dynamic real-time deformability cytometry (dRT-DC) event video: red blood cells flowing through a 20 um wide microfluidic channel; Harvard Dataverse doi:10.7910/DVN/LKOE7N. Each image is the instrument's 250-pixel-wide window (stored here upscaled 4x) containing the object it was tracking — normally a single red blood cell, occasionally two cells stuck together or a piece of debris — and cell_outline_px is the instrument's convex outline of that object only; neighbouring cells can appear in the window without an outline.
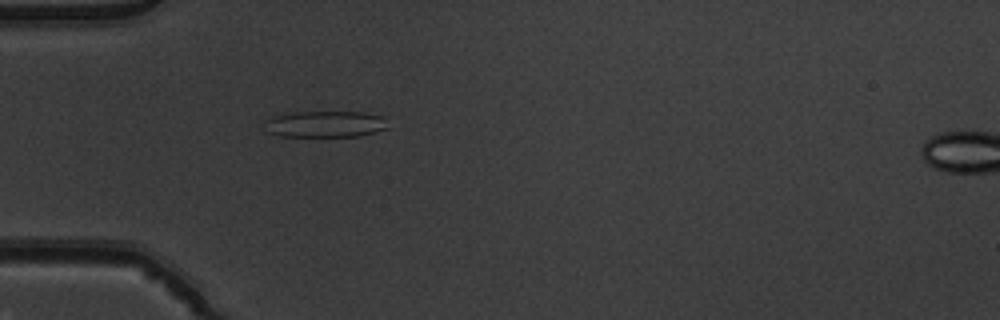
{"species": "common noctule bat (a hibernating species)", "species_latin": "Nyctalus noctula", "temperature_condition": "warm", "stored_images_in_passage": 52, "camera_frame_rate_fps": 3000, "um_per_image_px": 0.085, "animal": {"sex": "male", "body_mass_g": 19.5, "forearm_length_mm": 54.6}, "frame": {"image": 1, "passage_image": 16, "time_ms": 5.0, "image_size_px": [1000, 320], "cell_outline_px": [[388, 128], [376, 132], [360, 136], [280, 136], [268, 132], [264, 120], [272, 116], [292, 112], [364, 112], [384, 116]], "centroid_in_image_um": [27.66, 10.54], "position_along_channel_um": 57.3, "area_um2": 19.07}}
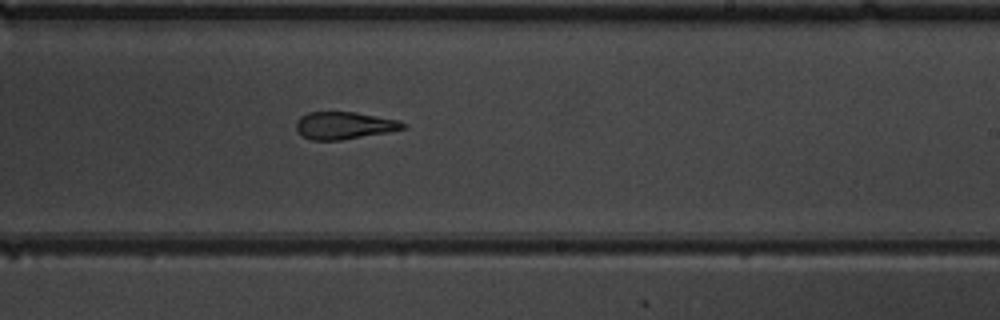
{"frame": {"image": 2, "passage_image": 32, "time_ms": 10.333, "image_size_px": [1000, 320], "cell_outline_px": [[408, 128], [388, 132], [340, 140], [312, 140], [304, 136], [296, 128], [296, 124], [300, 116], [308, 112], [356, 112], [396, 120], [408, 124]], "centroid_in_image_um": [29.28, 10.66], "position_along_channel_um": 259.7, "area_um2": 16.88}}
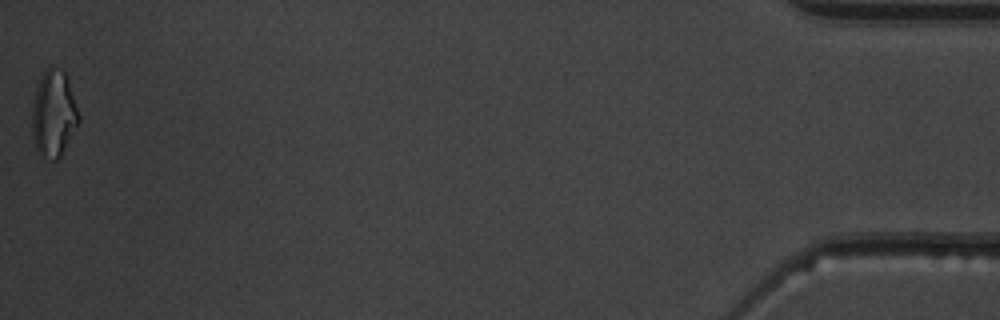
{"frame": {"image": 3, "passage_image": 52, "time_ms": 17.0, "image_size_px": [1000, 320], "cell_outline_px": [[80, 120], [60, 156], [56, 160], [52, 160], [40, 156], [36, 148], [32, 136], [32, 108], [36, 92], [40, 80], [44, 72], [52, 64], [64, 72], [68, 76], [80, 116]], "centroid_in_image_um": [4.57, 9.66], "position_along_channel_um": 430.6, "area_um2": 23.47}, "authors_computed_cell_mechanics": {"area_um2": 18.9584, "velocity_mm_per_s": 3.9264, "shape_relaxation_time_tau1_ms": null, "shape_relaxation_time_tau2_ms": 2.4887, "deformation_change_tau1": null, "deformation_change_tau2": 0.1324}}